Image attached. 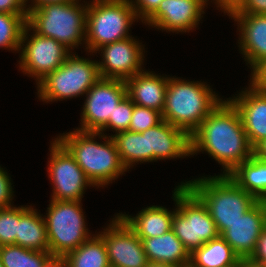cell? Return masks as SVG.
Listing matches in <instances>:
<instances>
[{"instance_id": "f6af8a7d", "label": "cell", "mask_w": 266, "mask_h": 267, "mask_svg": "<svg viewBox=\"0 0 266 267\" xmlns=\"http://www.w3.org/2000/svg\"><path fill=\"white\" fill-rule=\"evenodd\" d=\"M47 267H66L62 259H54Z\"/></svg>"}, {"instance_id": "52a82bcc", "label": "cell", "mask_w": 266, "mask_h": 267, "mask_svg": "<svg viewBox=\"0 0 266 267\" xmlns=\"http://www.w3.org/2000/svg\"><path fill=\"white\" fill-rule=\"evenodd\" d=\"M100 78L96 60L71 52L61 66L36 84L38 99L48 104L84 97Z\"/></svg>"}, {"instance_id": "9c48e42d", "label": "cell", "mask_w": 266, "mask_h": 267, "mask_svg": "<svg viewBox=\"0 0 266 267\" xmlns=\"http://www.w3.org/2000/svg\"><path fill=\"white\" fill-rule=\"evenodd\" d=\"M136 21L139 19L130 0L87 6L85 46L82 47L91 55L103 45L132 37L129 30Z\"/></svg>"}, {"instance_id": "ee69618b", "label": "cell", "mask_w": 266, "mask_h": 267, "mask_svg": "<svg viewBox=\"0 0 266 267\" xmlns=\"http://www.w3.org/2000/svg\"><path fill=\"white\" fill-rule=\"evenodd\" d=\"M146 267H184V266H175L172 264L160 263V262H149Z\"/></svg>"}, {"instance_id": "2e32d148", "label": "cell", "mask_w": 266, "mask_h": 267, "mask_svg": "<svg viewBox=\"0 0 266 267\" xmlns=\"http://www.w3.org/2000/svg\"><path fill=\"white\" fill-rule=\"evenodd\" d=\"M266 227V201L258 200L238 220L229 225L220 236L231 246L240 259H248L257 240Z\"/></svg>"}, {"instance_id": "f35d334b", "label": "cell", "mask_w": 266, "mask_h": 267, "mask_svg": "<svg viewBox=\"0 0 266 267\" xmlns=\"http://www.w3.org/2000/svg\"><path fill=\"white\" fill-rule=\"evenodd\" d=\"M29 1L31 2V4H28L30 3ZM76 1L78 0H25L28 12L31 9L41 7L45 4L59 3V2H76Z\"/></svg>"}, {"instance_id": "bcb514c9", "label": "cell", "mask_w": 266, "mask_h": 267, "mask_svg": "<svg viewBox=\"0 0 266 267\" xmlns=\"http://www.w3.org/2000/svg\"><path fill=\"white\" fill-rule=\"evenodd\" d=\"M0 267H4L1 258H0Z\"/></svg>"}, {"instance_id": "b9f144b4", "label": "cell", "mask_w": 266, "mask_h": 267, "mask_svg": "<svg viewBox=\"0 0 266 267\" xmlns=\"http://www.w3.org/2000/svg\"><path fill=\"white\" fill-rule=\"evenodd\" d=\"M222 11L232 0H211Z\"/></svg>"}, {"instance_id": "1f68e13d", "label": "cell", "mask_w": 266, "mask_h": 267, "mask_svg": "<svg viewBox=\"0 0 266 267\" xmlns=\"http://www.w3.org/2000/svg\"><path fill=\"white\" fill-rule=\"evenodd\" d=\"M162 113L152 108L134 105L129 131L144 132L162 121Z\"/></svg>"}, {"instance_id": "d4e9b609", "label": "cell", "mask_w": 266, "mask_h": 267, "mask_svg": "<svg viewBox=\"0 0 266 267\" xmlns=\"http://www.w3.org/2000/svg\"><path fill=\"white\" fill-rule=\"evenodd\" d=\"M228 176L257 200L266 201V161L253 155L238 165Z\"/></svg>"}, {"instance_id": "7a4b0ae2", "label": "cell", "mask_w": 266, "mask_h": 267, "mask_svg": "<svg viewBox=\"0 0 266 267\" xmlns=\"http://www.w3.org/2000/svg\"><path fill=\"white\" fill-rule=\"evenodd\" d=\"M54 138L69 151L87 179L97 189L115 182L127 172L113 138L106 133L73 129ZM95 139L103 141L99 143Z\"/></svg>"}, {"instance_id": "4fadbf2b", "label": "cell", "mask_w": 266, "mask_h": 267, "mask_svg": "<svg viewBox=\"0 0 266 267\" xmlns=\"http://www.w3.org/2000/svg\"><path fill=\"white\" fill-rule=\"evenodd\" d=\"M97 234L103 239L111 267H146L149 260L144 252L142 240L115 214Z\"/></svg>"}, {"instance_id": "d6986e66", "label": "cell", "mask_w": 266, "mask_h": 267, "mask_svg": "<svg viewBox=\"0 0 266 267\" xmlns=\"http://www.w3.org/2000/svg\"><path fill=\"white\" fill-rule=\"evenodd\" d=\"M236 23L239 52L251 71L266 59V14H227Z\"/></svg>"}, {"instance_id": "9a60e30c", "label": "cell", "mask_w": 266, "mask_h": 267, "mask_svg": "<svg viewBox=\"0 0 266 267\" xmlns=\"http://www.w3.org/2000/svg\"><path fill=\"white\" fill-rule=\"evenodd\" d=\"M209 0H162L158 9L144 22L172 33H189L195 30L204 17Z\"/></svg>"}, {"instance_id": "6da1fadb", "label": "cell", "mask_w": 266, "mask_h": 267, "mask_svg": "<svg viewBox=\"0 0 266 267\" xmlns=\"http://www.w3.org/2000/svg\"><path fill=\"white\" fill-rule=\"evenodd\" d=\"M191 156L208 153L229 175L238 165L253 156L238 109L226 98L201 122L190 135Z\"/></svg>"}, {"instance_id": "f546056e", "label": "cell", "mask_w": 266, "mask_h": 267, "mask_svg": "<svg viewBox=\"0 0 266 267\" xmlns=\"http://www.w3.org/2000/svg\"><path fill=\"white\" fill-rule=\"evenodd\" d=\"M19 206L0 208V246L16 245Z\"/></svg>"}, {"instance_id": "484cf974", "label": "cell", "mask_w": 266, "mask_h": 267, "mask_svg": "<svg viewBox=\"0 0 266 267\" xmlns=\"http://www.w3.org/2000/svg\"><path fill=\"white\" fill-rule=\"evenodd\" d=\"M62 260L66 267H111L105 243L97 233Z\"/></svg>"}, {"instance_id": "8d00e7d4", "label": "cell", "mask_w": 266, "mask_h": 267, "mask_svg": "<svg viewBox=\"0 0 266 267\" xmlns=\"http://www.w3.org/2000/svg\"><path fill=\"white\" fill-rule=\"evenodd\" d=\"M248 259L255 263L266 265V227L262 230L261 235L257 240L254 252Z\"/></svg>"}, {"instance_id": "4dcf8cb0", "label": "cell", "mask_w": 266, "mask_h": 267, "mask_svg": "<svg viewBox=\"0 0 266 267\" xmlns=\"http://www.w3.org/2000/svg\"><path fill=\"white\" fill-rule=\"evenodd\" d=\"M134 105L135 104L130 97L126 95L119 104L115 106L113 118H109L108 124L100 131V133L104 134L109 130L115 132V134L122 131H128Z\"/></svg>"}, {"instance_id": "8992f818", "label": "cell", "mask_w": 266, "mask_h": 267, "mask_svg": "<svg viewBox=\"0 0 266 267\" xmlns=\"http://www.w3.org/2000/svg\"><path fill=\"white\" fill-rule=\"evenodd\" d=\"M172 192L171 229L189 253L220 236L207 207L185 184L175 186Z\"/></svg>"}, {"instance_id": "60d3db41", "label": "cell", "mask_w": 266, "mask_h": 267, "mask_svg": "<svg viewBox=\"0 0 266 267\" xmlns=\"http://www.w3.org/2000/svg\"><path fill=\"white\" fill-rule=\"evenodd\" d=\"M240 267H266V265L255 263L249 259H241Z\"/></svg>"}, {"instance_id": "603a6c76", "label": "cell", "mask_w": 266, "mask_h": 267, "mask_svg": "<svg viewBox=\"0 0 266 267\" xmlns=\"http://www.w3.org/2000/svg\"><path fill=\"white\" fill-rule=\"evenodd\" d=\"M16 245L26 249L49 252L44 216L32 205L19 206Z\"/></svg>"}, {"instance_id": "5b68a950", "label": "cell", "mask_w": 266, "mask_h": 267, "mask_svg": "<svg viewBox=\"0 0 266 267\" xmlns=\"http://www.w3.org/2000/svg\"><path fill=\"white\" fill-rule=\"evenodd\" d=\"M87 6L76 2L45 4L31 9L27 25L38 35L53 38L71 52L85 45Z\"/></svg>"}, {"instance_id": "ac0fdd59", "label": "cell", "mask_w": 266, "mask_h": 267, "mask_svg": "<svg viewBox=\"0 0 266 267\" xmlns=\"http://www.w3.org/2000/svg\"><path fill=\"white\" fill-rule=\"evenodd\" d=\"M248 86L228 99L238 109L249 143L254 149L266 140V93L252 84L248 83Z\"/></svg>"}, {"instance_id": "e0dca14e", "label": "cell", "mask_w": 266, "mask_h": 267, "mask_svg": "<svg viewBox=\"0 0 266 267\" xmlns=\"http://www.w3.org/2000/svg\"><path fill=\"white\" fill-rule=\"evenodd\" d=\"M148 163L191 156L190 135L162 120L146 130Z\"/></svg>"}, {"instance_id": "d590c367", "label": "cell", "mask_w": 266, "mask_h": 267, "mask_svg": "<svg viewBox=\"0 0 266 267\" xmlns=\"http://www.w3.org/2000/svg\"><path fill=\"white\" fill-rule=\"evenodd\" d=\"M251 72L249 83L257 90L266 93V59L260 62Z\"/></svg>"}, {"instance_id": "83f0119b", "label": "cell", "mask_w": 266, "mask_h": 267, "mask_svg": "<svg viewBox=\"0 0 266 267\" xmlns=\"http://www.w3.org/2000/svg\"><path fill=\"white\" fill-rule=\"evenodd\" d=\"M0 258L4 267H47L55 259L50 252L17 245L0 246Z\"/></svg>"}, {"instance_id": "ffe728a7", "label": "cell", "mask_w": 266, "mask_h": 267, "mask_svg": "<svg viewBox=\"0 0 266 267\" xmlns=\"http://www.w3.org/2000/svg\"><path fill=\"white\" fill-rule=\"evenodd\" d=\"M169 77L156 74L154 71L143 70L125 81L127 95L135 105L152 108L162 113Z\"/></svg>"}, {"instance_id": "30bf717a", "label": "cell", "mask_w": 266, "mask_h": 267, "mask_svg": "<svg viewBox=\"0 0 266 267\" xmlns=\"http://www.w3.org/2000/svg\"><path fill=\"white\" fill-rule=\"evenodd\" d=\"M20 50L19 70L34 78L36 84L61 66L71 53L62 43L38 35L28 25L22 33Z\"/></svg>"}, {"instance_id": "5bb4252c", "label": "cell", "mask_w": 266, "mask_h": 267, "mask_svg": "<svg viewBox=\"0 0 266 267\" xmlns=\"http://www.w3.org/2000/svg\"><path fill=\"white\" fill-rule=\"evenodd\" d=\"M142 45L137 38L129 37L98 48L92 55L101 53V61H97L101 78L126 81L145 70L143 62L146 51Z\"/></svg>"}, {"instance_id": "7bdbcfd3", "label": "cell", "mask_w": 266, "mask_h": 267, "mask_svg": "<svg viewBox=\"0 0 266 267\" xmlns=\"http://www.w3.org/2000/svg\"><path fill=\"white\" fill-rule=\"evenodd\" d=\"M78 1L81 2V0H78ZM112 1H116V0H91L90 2L89 1H86V2L82 1V2H84L86 6H91L95 4L111 3Z\"/></svg>"}, {"instance_id": "277c9868", "label": "cell", "mask_w": 266, "mask_h": 267, "mask_svg": "<svg viewBox=\"0 0 266 267\" xmlns=\"http://www.w3.org/2000/svg\"><path fill=\"white\" fill-rule=\"evenodd\" d=\"M180 184H185L207 207L219 234L258 201L228 175L215 173L214 176H202Z\"/></svg>"}, {"instance_id": "836d02e7", "label": "cell", "mask_w": 266, "mask_h": 267, "mask_svg": "<svg viewBox=\"0 0 266 267\" xmlns=\"http://www.w3.org/2000/svg\"><path fill=\"white\" fill-rule=\"evenodd\" d=\"M10 173L0 165V208H8L14 206V189ZM13 204V205H12Z\"/></svg>"}, {"instance_id": "f1b7e54d", "label": "cell", "mask_w": 266, "mask_h": 267, "mask_svg": "<svg viewBox=\"0 0 266 267\" xmlns=\"http://www.w3.org/2000/svg\"><path fill=\"white\" fill-rule=\"evenodd\" d=\"M28 13L0 12V48L19 53Z\"/></svg>"}, {"instance_id": "e575fe53", "label": "cell", "mask_w": 266, "mask_h": 267, "mask_svg": "<svg viewBox=\"0 0 266 267\" xmlns=\"http://www.w3.org/2000/svg\"><path fill=\"white\" fill-rule=\"evenodd\" d=\"M162 0H130L138 19L144 23L159 7Z\"/></svg>"}, {"instance_id": "8fae6325", "label": "cell", "mask_w": 266, "mask_h": 267, "mask_svg": "<svg viewBox=\"0 0 266 267\" xmlns=\"http://www.w3.org/2000/svg\"><path fill=\"white\" fill-rule=\"evenodd\" d=\"M53 140L47 165L53 188L51 200L82 201L87 187L94 186L69 151L56 138Z\"/></svg>"}, {"instance_id": "4316f807", "label": "cell", "mask_w": 266, "mask_h": 267, "mask_svg": "<svg viewBox=\"0 0 266 267\" xmlns=\"http://www.w3.org/2000/svg\"><path fill=\"white\" fill-rule=\"evenodd\" d=\"M113 138L120 160L129 171L136 163L148 162L146 131H122L108 135Z\"/></svg>"}, {"instance_id": "3957f363", "label": "cell", "mask_w": 266, "mask_h": 267, "mask_svg": "<svg viewBox=\"0 0 266 267\" xmlns=\"http://www.w3.org/2000/svg\"><path fill=\"white\" fill-rule=\"evenodd\" d=\"M207 82L169 77L162 119L191 135L223 98Z\"/></svg>"}, {"instance_id": "ab89813d", "label": "cell", "mask_w": 266, "mask_h": 267, "mask_svg": "<svg viewBox=\"0 0 266 267\" xmlns=\"http://www.w3.org/2000/svg\"><path fill=\"white\" fill-rule=\"evenodd\" d=\"M253 155L256 156L258 159L266 161V140L259 143L253 149Z\"/></svg>"}, {"instance_id": "7402d4cb", "label": "cell", "mask_w": 266, "mask_h": 267, "mask_svg": "<svg viewBox=\"0 0 266 267\" xmlns=\"http://www.w3.org/2000/svg\"><path fill=\"white\" fill-rule=\"evenodd\" d=\"M140 239L149 262L189 267L190 253L172 229L161 236Z\"/></svg>"}, {"instance_id": "ba28073f", "label": "cell", "mask_w": 266, "mask_h": 267, "mask_svg": "<svg viewBox=\"0 0 266 267\" xmlns=\"http://www.w3.org/2000/svg\"><path fill=\"white\" fill-rule=\"evenodd\" d=\"M49 201L47 213L43 215L49 252L55 259H62L94 234L87 228L82 201Z\"/></svg>"}, {"instance_id": "74e56055", "label": "cell", "mask_w": 266, "mask_h": 267, "mask_svg": "<svg viewBox=\"0 0 266 267\" xmlns=\"http://www.w3.org/2000/svg\"><path fill=\"white\" fill-rule=\"evenodd\" d=\"M0 12L28 13L25 0H0Z\"/></svg>"}, {"instance_id": "7c38bea8", "label": "cell", "mask_w": 266, "mask_h": 267, "mask_svg": "<svg viewBox=\"0 0 266 267\" xmlns=\"http://www.w3.org/2000/svg\"><path fill=\"white\" fill-rule=\"evenodd\" d=\"M81 112V125L85 132H100L113 118L115 106L127 95L124 80L100 78L85 94Z\"/></svg>"}, {"instance_id": "cb8c5ba5", "label": "cell", "mask_w": 266, "mask_h": 267, "mask_svg": "<svg viewBox=\"0 0 266 267\" xmlns=\"http://www.w3.org/2000/svg\"><path fill=\"white\" fill-rule=\"evenodd\" d=\"M240 261L231 246L219 236L190 253L189 267L240 266Z\"/></svg>"}, {"instance_id": "44dd1931", "label": "cell", "mask_w": 266, "mask_h": 267, "mask_svg": "<svg viewBox=\"0 0 266 267\" xmlns=\"http://www.w3.org/2000/svg\"><path fill=\"white\" fill-rule=\"evenodd\" d=\"M174 209L151 205L142 208L136 216L117 213L139 238L161 236L171 230Z\"/></svg>"}, {"instance_id": "d6a6232c", "label": "cell", "mask_w": 266, "mask_h": 267, "mask_svg": "<svg viewBox=\"0 0 266 267\" xmlns=\"http://www.w3.org/2000/svg\"><path fill=\"white\" fill-rule=\"evenodd\" d=\"M225 14H266V0H232L223 10Z\"/></svg>"}]
</instances>
